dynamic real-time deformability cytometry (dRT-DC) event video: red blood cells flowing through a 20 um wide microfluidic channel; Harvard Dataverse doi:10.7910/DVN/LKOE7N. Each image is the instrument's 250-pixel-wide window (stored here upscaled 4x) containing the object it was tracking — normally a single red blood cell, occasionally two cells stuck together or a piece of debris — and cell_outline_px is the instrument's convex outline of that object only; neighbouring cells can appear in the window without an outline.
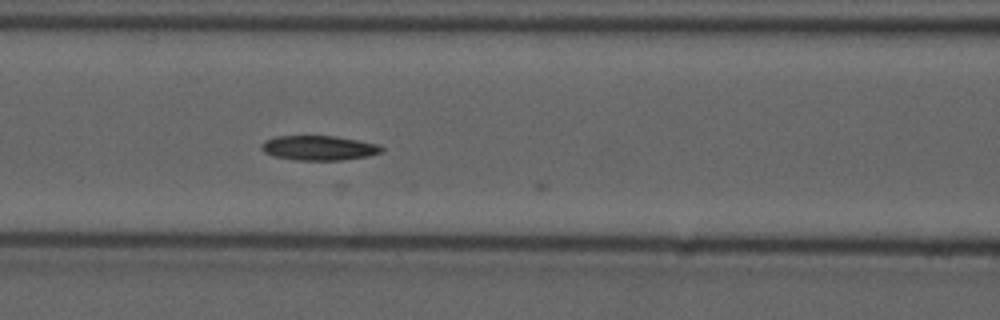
{"species": "common noctule bat (a hibernating species)", "species_latin": "Nyctalus noctula", "temperature_condition": "cold", "stored_images_in_passage": 11, "camera_frame_rate_fps": 3000, "um_per_image_px": 0.085, "animal": {"sex": "male", "forearm_length_mm": 52.5}, "frame": {"image": 1, "passage_image": 10, "time_ms": 3.0, "image_size_px": [1000, 320], "cell_outline_px": [[384, 152], [368, 156], [340, 160], [296, 160], [276, 156], [264, 152], [260, 148], [260, 144], [264, 140], [276, 136], [336, 136], [380, 144], [384, 148]], "centroid_in_image_um": [27.13, 12.57], "position_along_channel_um": 139.5, "area_um2": 17.4}}